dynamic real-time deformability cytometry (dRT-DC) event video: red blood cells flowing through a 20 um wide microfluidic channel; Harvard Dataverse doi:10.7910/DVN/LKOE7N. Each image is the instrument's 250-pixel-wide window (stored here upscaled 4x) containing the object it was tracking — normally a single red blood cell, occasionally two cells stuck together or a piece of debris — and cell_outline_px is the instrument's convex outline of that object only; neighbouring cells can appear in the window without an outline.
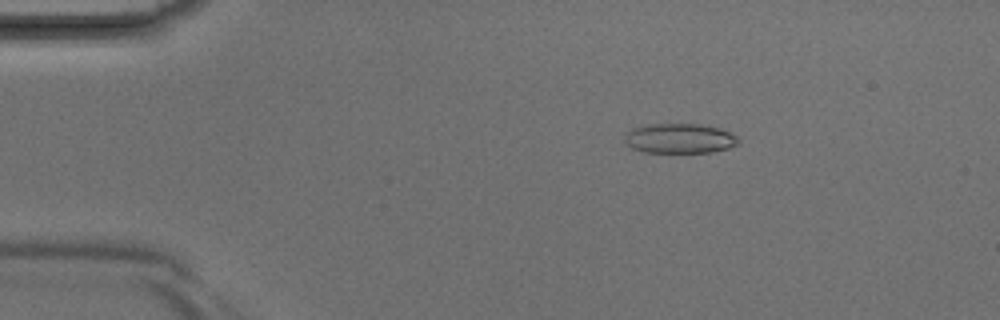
{"species": "Egyptian fruit bat (a non-hibernating species)", "species_latin": "Rousettus aegyptiacus", "temperature_condition": "room temperature", "stored_images_in_passage": 41, "camera_frame_rate_fps": 3000, "um_per_image_px": 0.085, "animal": {"sex": "male"}, "frame": {"image": 1, "passage_image": 7, "time_ms": 2.0, "image_size_px": [1000, 320], "cell_outline_px": [[740, 140], [736, 144], [728, 148], [712, 152], [644, 152], [632, 148], [624, 144], [624, 140], [628, 132], [632, 128], [648, 124], [700, 124], [720, 128], [736, 136]], "centroid_in_image_um": [57.74, 11.76], "position_along_channel_um": 27.3, "area_um2": 19.71}}
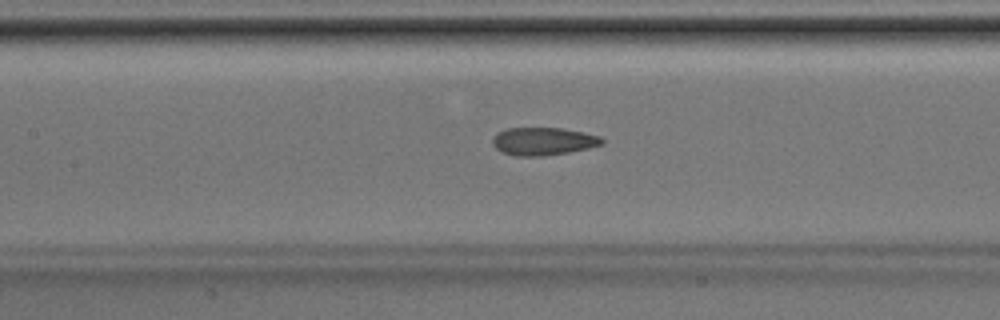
{"frame": {"image": 2, "passage_image": 19, "time_ms": 6.0, "image_size_px": [1000, 320], "cell_outline_px": [[604, 144], [588, 148], [568, 152], [544, 156], [516, 156], [500, 152], [492, 144], [492, 136], [496, 132], [508, 128], [564, 128], [584, 132], [600, 136], [604, 140]], "centroid_in_image_um": [46.15, 12.01], "position_along_channel_um": 161.2, "area_um2": 17.98}}
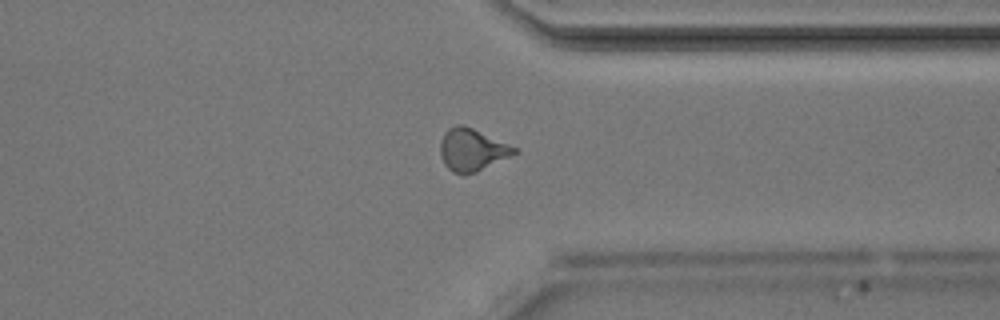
{"frame": {"image": 3, "passage_image": 32, "time_ms": 10.333, "image_size_px": [1000, 320], "cell_outline_px": [[520, 148], [516, 152], [476, 172], [464, 176], [452, 172], [444, 164], [440, 152], [440, 140], [444, 132], [448, 128], [456, 124], [460, 124], [472, 128]], "centroid_in_image_um": [40.09, 12.73], "position_along_channel_um": 371.3, "area_um2": 18.26}}